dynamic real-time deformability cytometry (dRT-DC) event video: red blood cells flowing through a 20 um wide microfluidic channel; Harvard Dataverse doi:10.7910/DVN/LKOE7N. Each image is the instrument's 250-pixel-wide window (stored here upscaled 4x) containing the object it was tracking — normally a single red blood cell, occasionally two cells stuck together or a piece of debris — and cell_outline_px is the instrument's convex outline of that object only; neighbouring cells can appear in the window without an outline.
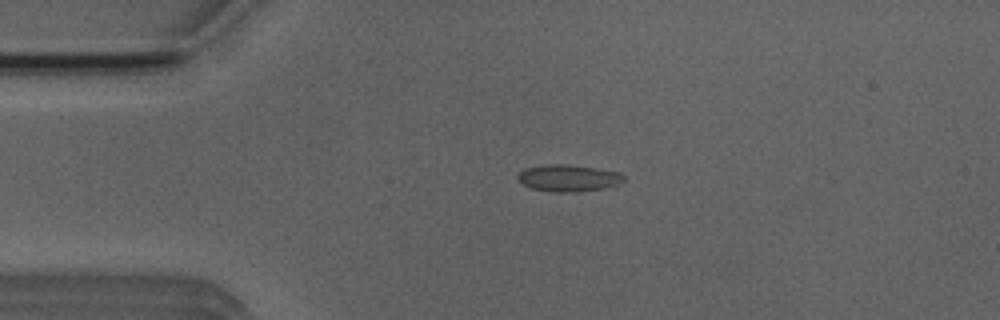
{"species": "Egyptian fruit bat (a non-hibernating species)", "species_latin": "Rousettus aegyptiacus", "temperature_condition": "room temperature", "stored_images_in_passage": 2, "camera_frame_rate_fps": 3000, "um_per_image_px": 0.085, "animal": {"sex": "male"}, "frame": {"image": 1, "passage_image": 1, "time_ms": 0.0, "image_size_px": [1000, 320], "cell_outline_px": [[624, 180], [616, 188], [576, 192], [556, 192], [532, 188], [524, 184], [516, 176], [524, 168], [548, 164], [560, 164], [596, 168], [620, 172], [624, 176]], "centroid_in_image_um": [48.41, 15.15], "position_along_channel_um": 36.6, "area_um2": 16.76}}